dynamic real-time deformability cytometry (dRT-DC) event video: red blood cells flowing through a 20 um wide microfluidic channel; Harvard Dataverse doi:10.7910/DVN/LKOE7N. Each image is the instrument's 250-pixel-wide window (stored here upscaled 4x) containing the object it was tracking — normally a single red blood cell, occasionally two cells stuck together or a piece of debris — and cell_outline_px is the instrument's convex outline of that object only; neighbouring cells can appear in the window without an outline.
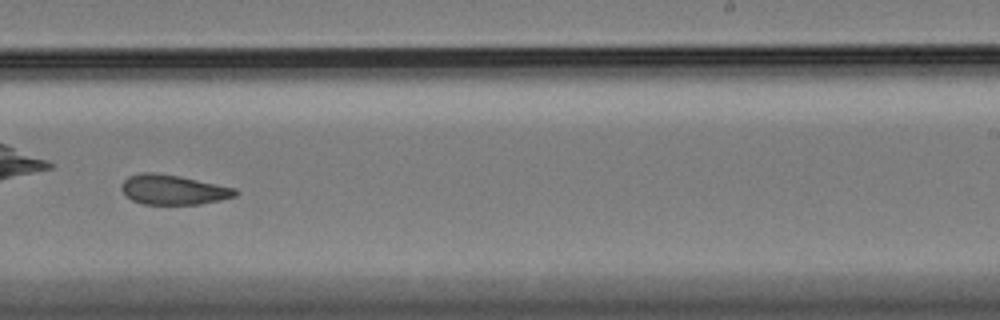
{"species": "Egyptian fruit bat (a non-hibernating species)", "species_latin": "Rousettus aegyptiacus", "temperature_condition": "cold", "stored_images_in_passage": 50, "camera_frame_rate_fps": 3000, "um_per_image_px": 0.085, "animal": {"sex": "female"}, "frame": {"image": 1, "passage_image": 29, "time_ms": 9.333, "image_size_px": [1000, 320], "cell_outline_px": [[240, 192], [236, 196], [220, 200], [200, 204], [144, 204], [132, 200], [120, 188], [120, 184], [128, 176], [140, 172], [156, 172], [180, 176], [236, 188]], "centroid_in_image_um": [14.73, 16.11], "position_along_channel_um": 274.3, "area_um2": 19.88}}
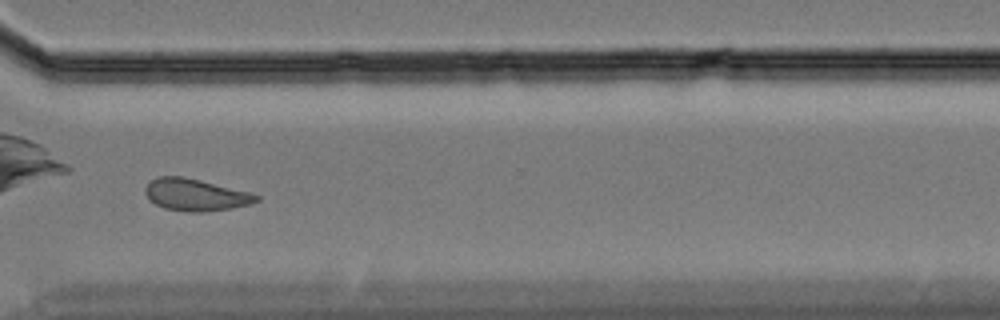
{"frame": {"image": 2, "passage_image": 36, "time_ms": 11.667, "image_size_px": [1000, 320], "cell_outline_px": [[260, 200], [248, 204], [232, 208], [204, 212], [188, 212], [164, 208], [156, 204], [144, 192], [144, 188], [152, 180], [160, 176], [184, 176], [248, 192], [260, 196]], "centroid_in_image_um": [16.62, 16.56], "position_along_channel_um": 354.0, "area_um2": 20.46}, "authors_computed_cell_mechanics": {"area_um2": 20.9525, "velocity_mm_per_s": 3.4043, "shape_relaxation_time_tau1_ms": null, "shape_relaxation_time_tau2_ms": 3.4253, "deformation_change_tau1": null, "deformation_change_tau2": 0.0834}}